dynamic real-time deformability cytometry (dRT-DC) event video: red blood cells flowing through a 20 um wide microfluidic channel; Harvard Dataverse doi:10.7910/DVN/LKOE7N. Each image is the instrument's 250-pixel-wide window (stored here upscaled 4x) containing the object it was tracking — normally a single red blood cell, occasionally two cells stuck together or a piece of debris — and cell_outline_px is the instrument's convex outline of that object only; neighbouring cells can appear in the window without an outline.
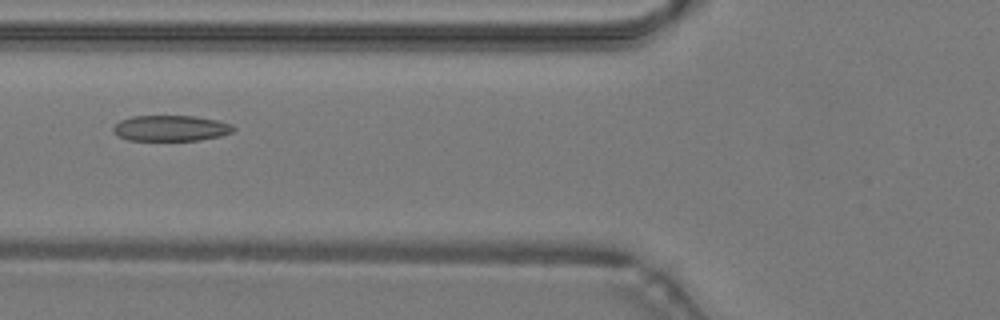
{"species": "common noctule bat (a hibernating species)", "species_latin": "Nyctalus noctula", "temperature_condition": "warm", "stored_images_in_passage": 48, "camera_frame_rate_fps": 3000, "um_per_image_px": 0.085, "animal": {"sex": "male", "body_mass_g": 19.2, "forearm_length_mm": 51.8}, "frame": {"image": 1, "passage_image": 19, "time_ms": 6.0, "image_size_px": [1000, 320], "cell_outline_px": [[236, 128], [232, 132], [220, 136], [200, 140], [128, 140], [112, 132], [112, 128], [120, 120], [132, 116], [196, 116], [216, 120], [232, 124]], "centroid_in_image_um": [14.52, 10.89], "position_along_channel_um": 111.3, "area_um2": 18.03}}
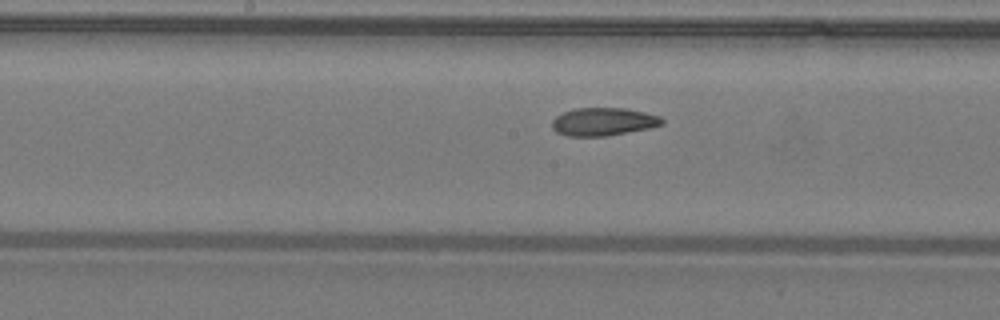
{"frame": {"image": 2, "passage_image": 25, "time_ms": 8.0, "image_size_px": [1000, 320], "cell_outline_px": [[664, 124], [648, 128], [604, 136], [568, 136], [556, 132], [552, 128], [552, 120], [556, 116], [564, 112], [576, 108], [624, 108], [644, 112], [660, 116], [664, 120]], "centroid_in_image_um": [51.27, 10.34], "position_along_channel_um": 196.9, "area_um2": 17.8}}
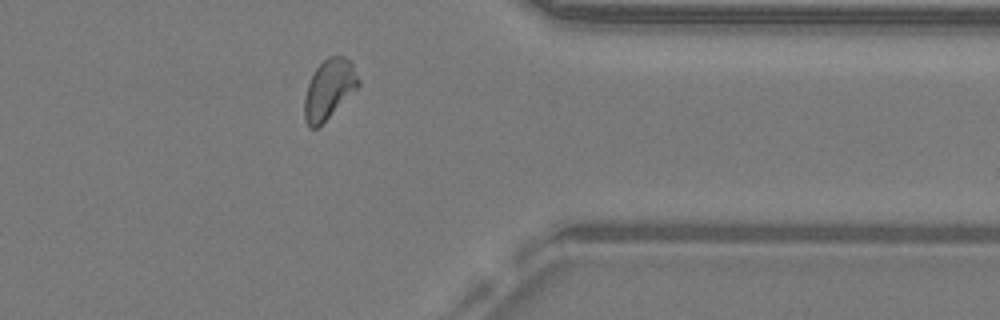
{"frame": {"image": 3, "passage_image": 39, "time_ms": 12.667, "image_size_px": [1000, 320], "cell_outline_px": [[360, 84], [316, 128], [308, 128], [304, 120], [304, 96], [308, 84], [316, 68], [328, 56], [344, 56], [352, 64], [360, 80]], "centroid_in_image_um": [27.93, 7.56], "position_along_channel_um": 383.5, "area_um2": 18.21}, "authors_computed_cell_mechanics": {"area_um2": 18.7561, "velocity_mm_per_s": 4.261, "shape_relaxation_time_tau1_ms": null, "shape_relaxation_time_tau2_ms": 3.8584, "deformation_change_tau1": null, "deformation_change_tau2": 0.086}}